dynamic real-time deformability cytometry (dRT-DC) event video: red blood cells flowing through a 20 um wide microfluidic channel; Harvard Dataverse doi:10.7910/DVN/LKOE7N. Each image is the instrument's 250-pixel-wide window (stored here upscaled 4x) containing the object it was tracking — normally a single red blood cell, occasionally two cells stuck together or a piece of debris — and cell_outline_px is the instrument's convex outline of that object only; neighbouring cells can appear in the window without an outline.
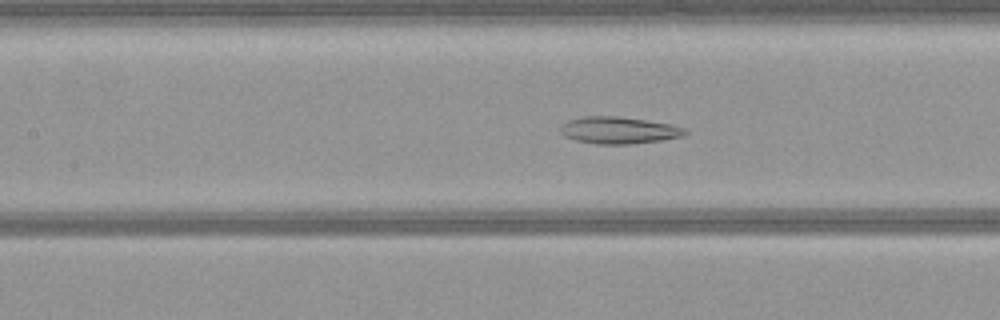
{"species": "common noctule bat (a hibernating species)", "species_latin": "Nyctalus noctula", "temperature_condition": "warm", "stored_images_in_passage": 51, "camera_frame_rate_fps": 3000, "um_per_image_px": 0.085, "animal": {"sex": "female", "body_mass_g": 21.9}, "frame": {"image": 1, "passage_image": 22, "time_ms": 7.0, "image_size_px": [1000, 320], "cell_outline_px": [[688, 132], [680, 136], [664, 140], [632, 144], [596, 144], [576, 140], [564, 136], [560, 132], [560, 128], [568, 120], [584, 116], [620, 116], [672, 124], [684, 128]], "centroid_in_image_um": [52.6, 11.07], "position_along_channel_um": 154.8, "area_um2": 19.59}}
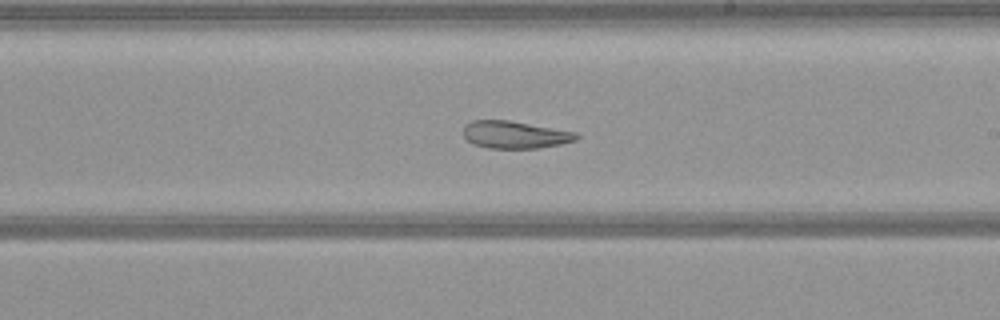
{"frame": {"image": 2, "passage_image": 29, "time_ms": 9.333, "image_size_px": [1000, 320], "cell_outline_px": [[580, 136], [576, 140], [560, 144], [536, 148], [488, 148], [472, 144], [464, 136], [464, 124], [472, 120], [508, 120], [576, 132]], "centroid_in_image_um": [43.74, 11.45], "position_along_channel_um": 245.3, "area_um2": 17.98}}
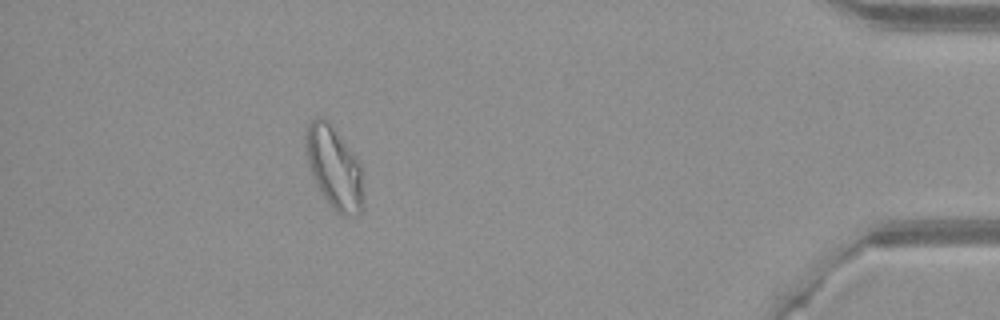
{"frame": {"image": 3, "passage_image": 46, "time_ms": 15.0, "image_size_px": [1000, 320], "cell_outline_px": [[364, 208], [356, 216], [340, 216], [328, 204], [312, 176], [304, 144], [304, 132], [308, 124], [316, 116], [320, 116], [328, 120], [356, 160], [360, 168], [364, 200]], "centroid_in_image_um": [28.38, 14.29], "position_along_channel_um": 406.8, "area_um2": 27.46}}